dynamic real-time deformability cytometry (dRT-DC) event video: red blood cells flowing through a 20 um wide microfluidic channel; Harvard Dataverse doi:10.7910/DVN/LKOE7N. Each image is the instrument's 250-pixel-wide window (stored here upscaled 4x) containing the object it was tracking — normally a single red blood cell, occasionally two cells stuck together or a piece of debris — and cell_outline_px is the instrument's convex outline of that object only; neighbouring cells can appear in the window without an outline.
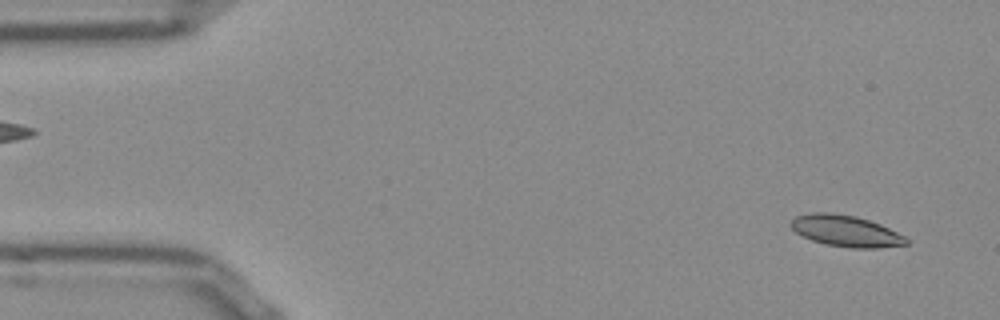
{"species": "Egyptian fruit bat (a non-hibernating species)", "species_latin": "Rousettus aegyptiacus", "temperature_condition": "room temperature", "stored_images_in_passage": 14, "camera_frame_rate_fps": 3000, "um_per_image_px": 0.085, "frame": {"image": 1, "passage_image": 3, "time_ms": 0.667, "image_size_px": [1000, 320], "cell_outline_px": [[908, 244], [880, 248], [852, 248], [824, 244], [812, 240], [796, 232], [792, 228], [792, 220], [796, 216], [812, 212], [828, 212], [856, 216], [880, 224], [904, 236], [908, 240]], "centroid_in_image_um": [71.91, 19.63], "position_along_channel_um": 13.1, "area_um2": 20.87}}
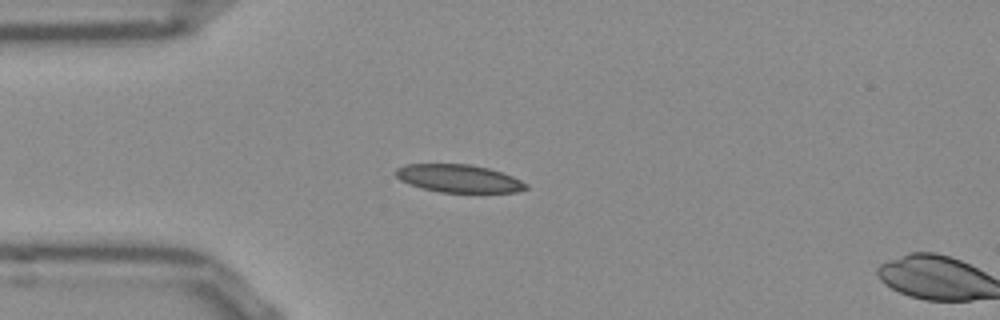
{"frame": {"image": 2, "passage_image": 13, "time_ms": 4.0, "image_size_px": [1000, 320], "cell_outline_px": [[528, 188], [516, 192], [440, 192], [408, 184], [400, 180], [392, 172], [396, 168], [404, 164], [468, 164], [488, 168], [512, 176], [528, 184]], "centroid_in_image_um": [38.94, 15.16], "position_along_channel_um": 46.1, "area_um2": 21.1}}